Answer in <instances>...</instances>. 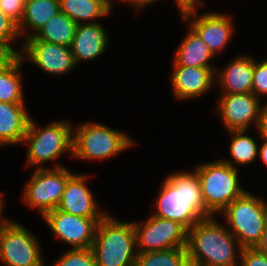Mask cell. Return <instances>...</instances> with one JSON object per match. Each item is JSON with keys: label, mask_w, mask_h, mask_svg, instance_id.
<instances>
[{"label": "cell", "mask_w": 267, "mask_h": 266, "mask_svg": "<svg viewBox=\"0 0 267 266\" xmlns=\"http://www.w3.org/2000/svg\"><path fill=\"white\" fill-rule=\"evenodd\" d=\"M33 171L23 188L22 200L43 217L60 204L67 180L74 174L62 164Z\"/></svg>", "instance_id": "8"}, {"label": "cell", "mask_w": 267, "mask_h": 266, "mask_svg": "<svg viewBox=\"0 0 267 266\" xmlns=\"http://www.w3.org/2000/svg\"><path fill=\"white\" fill-rule=\"evenodd\" d=\"M154 204L156 211L151 215L175 221L187 230L200 220L214 216L206 208L195 169L168 175Z\"/></svg>", "instance_id": "1"}, {"label": "cell", "mask_w": 267, "mask_h": 266, "mask_svg": "<svg viewBox=\"0 0 267 266\" xmlns=\"http://www.w3.org/2000/svg\"><path fill=\"white\" fill-rule=\"evenodd\" d=\"M52 233L71 249L92 248L98 222L103 218H84L57 208L43 217Z\"/></svg>", "instance_id": "11"}, {"label": "cell", "mask_w": 267, "mask_h": 266, "mask_svg": "<svg viewBox=\"0 0 267 266\" xmlns=\"http://www.w3.org/2000/svg\"><path fill=\"white\" fill-rule=\"evenodd\" d=\"M36 235L18 221H10L0 239L2 266H46Z\"/></svg>", "instance_id": "9"}, {"label": "cell", "mask_w": 267, "mask_h": 266, "mask_svg": "<svg viewBox=\"0 0 267 266\" xmlns=\"http://www.w3.org/2000/svg\"><path fill=\"white\" fill-rule=\"evenodd\" d=\"M186 249L188 259L202 266H239L242 251L238 240L215 216L200 220L188 230Z\"/></svg>", "instance_id": "2"}, {"label": "cell", "mask_w": 267, "mask_h": 266, "mask_svg": "<svg viewBox=\"0 0 267 266\" xmlns=\"http://www.w3.org/2000/svg\"><path fill=\"white\" fill-rule=\"evenodd\" d=\"M133 144L134 140L122 131L96 121L85 122L73 129L72 158L90 161L109 159Z\"/></svg>", "instance_id": "5"}, {"label": "cell", "mask_w": 267, "mask_h": 266, "mask_svg": "<svg viewBox=\"0 0 267 266\" xmlns=\"http://www.w3.org/2000/svg\"><path fill=\"white\" fill-rule=\"evenodd\" d=\"M262 144L258 149V156L261 158L263 164L267 167V139H263Z\"/></svg>", "instance_id": "38"}, {"label": "cell", "mask_w": 267, "mask_h": 266, "mask_svg": "<svg viewBox=\"0 0 267 266\" xmlns=\"http://www.w3.org/2000/svg\"><path fill=\"white\" fill-rule=\"evenodd\" d=\"M88 178L84 173H76L67 180L58 210L84 218H104L108 214L98 207L93 192L86 184Z\"/></svg>", "instance_id": "15"}, {"label": "cell", "mask_w": 267, "mask_h": 266, "mask_svg": "<svg viewBox=\"0 0 267 266\" xmlns=\"http://www.w3.org/2000/svg\"><path fill=\"white\" fill-rule=\"evenodd\" d=\"M181 17L183 21L190 22L189 26L208 46L214 57L217 53L225 50L234 36V23L231 16L229 17L227 14H218L217 12L199 14L198 11H192Z\"/></svg>", "instance_id": "14"}, {"label": "cell", "mask_w": 267, "mask_h": 266, "mask_svg": "<svg viewBox=\"0 0 267 266\" xmlns=\"http://www.w3.org/2000/svg\"><path fill=\"white\" fill-rule=\"evenodd\" d=\"M97 266H135L138 255L134 223L109 213L98 222L92 245Z\"/></svg>", "instance_id": "3"}, {"label": "cell", "mask_w": 267, "mask_h": 266, "mask_svg": "<svg viewBox=\"0 0 267 266\" xmlns=\"http://www.w3.org/2000/svg\"><path fill=\"white\" fill-rule=\"evenodd\" d=\"M26 0H0V10L18 25L25 13Z\"/></svg>", "instance_id": "30"}, {"label": "cell", "mask_w": 267, "mask_h": 266, "mask_svg": "<svg viewBox=\"0 0 267 266\" xmlns=\"http://www.w3.org/2000/svg\"><path fill=\"white\" fill-rule=\"evenodd\" d=\"M97 1L101 2L110 12L112 11L113 7L112 3H114L113 0H97ZM116 1H123V0H116Z\"/></svg>", "instance_id": "39"}, {"label": "cell", "mask_w": 267, "mask_h": 266, "mask_svg": "<svg viewBox=\"0 0 267 266\" xmlns=\"http://www.w3.org/2000/svg\"><path fill=\"white\" fill-rule=\"evenodd\" d=\"M227 132H229L231 138L229 153L232 160L223 159L225 163L236 168L244 164L248 165L257 159L259 146L253 137L247 135V130H230Z\"/></svg>", "instance_id": "25"}, {"label": "cell", "mask_w": 267, "mask_h": 266, "mask_svg": "<svg viewBox=\"0 0 267 266\" xmlns=\"http://www.w3.org/2000/svg\"><path fill=\"white\" fill-rule=\"evenodd\" d=\"M254 57L239 55L223 69L216 68L215 80L223 90L221 94L252 93Z\"/></svg>", "instance_id": "18"}, {"label": "cell", "mask_w": 267, "mask_h": 266, "mask_svg": "<svg viewBox=\"0 0 267 266\" xmlns=\"http://www.w3.org/2000/svg\"><path fill=\"white\" fill-rule=\"evenodd\" d=\"M30 118L25 103L0 102V147L22 144Z\"/></svg>", "instance_id": "19"}, {"label": "cell", "mask_w": 267, "mask_h": 266, "mask_svg": "<svg viewBox=\"0 0 267 266\" xmlns=\"http://www.w3.org/2000/svg\"><path fill=\"white\" fill-rule=\"evenodd\" d=\"M182 266H202L201 264L187 259Z\"/></svg>", "instance_id": "40"}, {"label": "cell", "mask_w": 267, "mask_h": 266, "mask_svg": "<svg viewBox=\"0 0 267 266\" xmlns=\"http://www.w3.org/2000/svg\"><path fill=\"white\" fill-rule=\"evenodd\" d=\"M25 64L18 55L9 65L0 69V102L25 103L21 67Z\"/></svg>", "instance_id": "23"}, {"label": "cell", "mask_w": 267, "mask_h": 266, "mask_svg": "<svg viewBox=\"0 0 267 266\" xmlns=\"http://www.w3.org/2000/svg\"><path fill=\"white\" fill-rule=\"evenodd\" d=\"M77 24L63 12L54 15L47 24L33 36L24 41H45L53 44L71 46Z\"/></svg>", "instance_id": "22"}, {"label": "cell", "mask_w": 267, "mask_h": 266, "mask_svg": "<svg viewBox=\"0 0 267 266\" xmlns=\"http://www.w3.org/2000/svg\"><path fill=\"white\" fill-rule=\"evenodd\" d=\"M252 93L260 100L267 95V59L260 62L254 59Z\"/></svg>", "instance_id": "29"}, {"label": "cell", "mask_w": 267, "mask_h": 266, "mask_svg": "<svg viewBox=\"0 0 267 266\" xmlns=\"http://www.w3.org/2000/svg\"><path fill=\"white\" fill-rule=\"evenodd\" d=\"M216 68L173 66L170 86L174 96L179 100H191L208 93L215 85Z\"/></svg>", "instance_id": "16"}, {"label": "cell", "mask_w": 267, "mask_h": 266, "mask_svg": "<svg viewBox=\"0 0 267 266\" xmlns=\"http://www.w3.org/2000/svg\"><path fill=\"white\" fill-rule=\"evenodd\" d=\"M58 12L59 0H26L24 17L18 25L23 41L33 37Z\"/></svg>", "instance_id": "21"}, {"label": "cell", "mask_w": 267, "mask_h": 266, "mask_svg": "<svg viewBox=\"0 0 267 266\" xmlns=\"http://www.w3.org/2000/svg\"><path fill=\"white\" fill-rule=\"evenodd\" d=\"M53 122V123H52ZM48 125L38 127L30 118L22 144H27V167H43V163L53 162L64 154L72 157L73 128L66 120L52 121Z\"/></svg>", "instance_id": "4"}, {"label": "cell", "mask_w": 267, "mask_h": 266, "mask_svg": "<svg viewBox=\"0 0 267 266\" xmlns=\"http://www.w3.org/2000/svg\"><path fill=\"white\" fill-rule=\"evenodd\" d=\"M18 54L4 42H0V69L9 65Z\"/></svg>", "instance_id": "32"}, {"label": "cell", "mask_w": 267, "mask_h": 266, "mask_svg": "<svg viewBox=\"0 0 267 266\" xmlns=\"http://www.w3.org/2000/svg\"><path fill=\"white\" fill-rule=\"evenodd\" d=\"M194 168L206 208L214 216L246 192L239 183V169L223 160L204 162Z\"/></svg>", "instance_id": "6"}, {"label": "cell", "mask_w": 267, "mask_h": 266, "mask_svg": "<svg viewBox=\"0 0 267 266\" xmlns=\"http://www.w3.org/2000/svg\"><path fill=\"white\" fill-rule=\"evenodd\" d=\"M59 6L60 11L77 25L95 23L98 18L106 17L111 13L97 0H59Z\"/></svg>", "instance_id": "24"}, {"label": "cell", "mask_w": 267, "mask_h": 266, "mask_svg": "<svg viewBox=\"0 0 267 266\" xmlns=\"http://www.w3.org/2000/svg\"><path fill=\"white\" fill-rule=\"evenodd\" d=\"M260 138L267 139V102L261 105L257 129Z\"/></svg>", "instance_id": "34"}, {"label": "cell", "mask_w": 267, "mask_h": 266, "mask_svg": "<svg viewBox=\"0 0 267 266\" xmlns=\"http://www.w3.org/2000/svg\"><path fill=\"white\" fill-rule=\"evenodd\" d=\"M19 38L18 24L0 10V42L7 43L19 55L20 50L12 46Z\"/></svg>", "instance_id": "28"}, {"label": "cell", "mask_w": 267, "mask_h": 266, "mask_svg": "<svg viewBox=\"0 0 267 266\" xmlns=\"http://www.w3.org/2000/svg\"><path fill=\"white\" fill-rule=\"evenodd\" d=\"M109 35L98 21L77 25L71 43V52L76 65L81 61H93L100 57L109 44Z\"/></svg>", "instance_id": "17"}, {"label": "cell", "mask_w": 267, "mask_h": 266, "mask_svg": "<svg viewBox=\"0 0 267 266\" xmlns=\"http://www.w3.org/2000/svg\"><path fill=\"white\" fill-rule=\"evenodd\" d=\"M261 101L253 93L220 94L215 111L227 131L257 129Z\"/></svg>", "instance_id": "12"}, {"label": "cell", "mask_w": 267, "mask_h": 266, "mask_svg": "<svg viewBox=\"0 0 267 266\" xmlns=\"http://www.w3.org/2000/svg\"><path fill=\"white\" fill-rule=\"evenodd\" d=\"M258 251L267 255V221L260 242L255 247Z\"/></svg>", "instance_id": "37"}, {"label": "cell", "mask_w": 267, "mask_h": 266, "mask_svg": "<svg viewBox=\"0 0 267 266\" xmlns=\"http://www.w3.org/2000/svg\"><path fill=\"white\" fill-rule=\"evenodd\" d=\"M177 7H179L180 15L185 13L197 11L203 4V0H175Z\"/></svg>", "instance_id": "33"}, {"label": "cell", "mask_w": 267, "mask_h": 266, "mask_svg": "<svg viewBox=\"0 0 267 266\" xmlns=\"http://www.w3.org/2000/svg\"><path fill=\"white\" fill-rule=\"evenodd\" d=\"M52 266H97L92 248L70 249L60 255Z\"/></svg>", "instance_id": "27"}, {"label": "cell", "mask_w": 267, "mask_h": 266, "mask_svg": "<svg viewBox=\"0 0 267 266\" xmlns=\"http://www.w3.org/2000/svg\"><path fill=\"white\" fill-rule=\"evenodd\" d=\"M248 190L221 213L242 248H255L267 221V201Z\"/></svg>", "instance_id": "7"}, {"label": "cell", "mask_w": 267, "mask_h": 266, "mask_svg": "<svg viewBox=\"0 0 267 266\" xmlns=\"http://www.w3.org/2000/svg\"><path fill=\"white\" fill-rule=\"evenodd\" d=\"M157 2L158 0H123V3H127L129 5H132L133 8H136V10H141L146 6H149L153 4L154 2Z\"/></svg>", "instance_id": "35"}, {"label": "cell", "mask_w": 267, "mask_h": 266, "mask_svg": "<svg viewBox=\"0 0 267 266\" xmlns=\"http://www.w3.org/2000/svg\"><path fill=\"white\" fill-rule=\"evenodd\" d=\"M239 266H267V255L256 248H242Z\"/></svg>", "instance_id": "31"}, {"label": "cell", "mask_w": 267, "mask_h": 266, "mask_svg": "<svg viewBox=\"0 0 267 266\" xmlns=\"http://www.w3.org/2000/svg\"><path fill=\"white\" fill-rule=\"evenodd\" d=\"M3 197H4V194L1 192L0 193V239H1V235H2V232H3L4 228L11 221V219L3 217V213L2 212H3V208L5 207L4 206L5 203H4Z\"/></svg>", "instance_id": "36"}, {"label": "cell", "mask_w": 267, "mask_h": 266, "mask_svg": "<svg viewBox=\"0 0 267 266\" xmlns=\"http://www.w3.org/2000/svg\"><path fill=\"white\" fill-rule=\"evenodd\" d=\"M173 57V66L215 67L209 61L215 58L198 34L188 27Z\"/></svg>", "instance_id": "20"}, {"label": "cell", "mask_w": 267, "mask_h": 266, "mask_svg": "<svg viewBox=\"0 0 267 266\" xmlns=\"http://www.w3.org/2000/svg\"><path fill=\"white\" fill-rule=\"evenodd\" d=\"M138 253L186 247L188 230L170 219L150 215L146 221H133Z\"/></svg>", "instance_id": "10"}, {"label": "cell", "mask_w": 267, "mask_h": 266, "mask_svg": "<svg viewBox=\"0 0 267 266\" xmlns=\"http://www.w3.org/2000/svg\"><path fill=\"white\" fill-rule=\"evenodd\" d=\"M188 259L186 247L138 253L135 266H182Z\"/></svg>", "instance_id": "26"}, {"label": "cell", "mask_w": 267, "mask_h": 266, "mask_svg": "<svg viewBox=\"0 0 267 266\" xmlns=\"http://www.w3.org/2000/svg\"><path fill=\"white\" fill-rule=\"evenodd\" d=\"M22 43L19 54L22 60L34 63L49 75L63 76L75 70L77 66L69 46L45 41H22Z\"/></svg>", "instance_id": "13"}]
</instances>
